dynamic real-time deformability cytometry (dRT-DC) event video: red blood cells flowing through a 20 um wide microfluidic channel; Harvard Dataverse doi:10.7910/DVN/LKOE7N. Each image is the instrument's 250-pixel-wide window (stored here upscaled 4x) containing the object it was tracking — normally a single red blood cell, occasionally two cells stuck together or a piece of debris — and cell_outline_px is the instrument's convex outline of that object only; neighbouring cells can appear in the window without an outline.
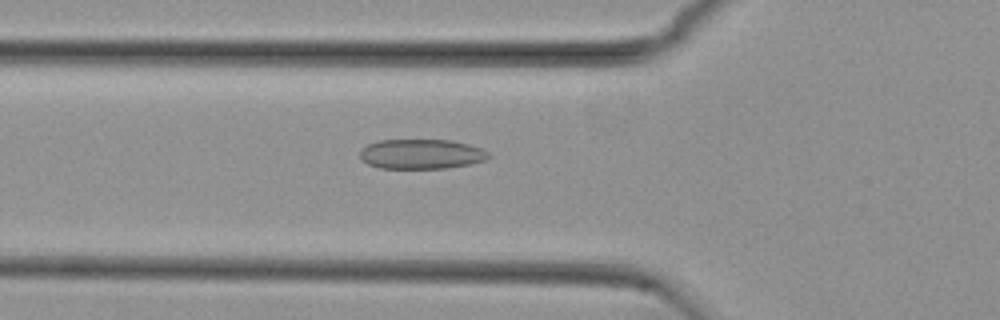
{"species": "common noctule bat (a hibernating species)", "species_latin": "Nyctalus noctula", "temperature_condition": "cold", "stored_images_in_passage": 54, "camera_frame_rate_fps": 3000, "um_per_image_px": 0.085, "animal": {"sex": "female", "body_mass_g": 29.2, "forearm_length_mm": 56.3}, "frame": {"image": 1, "passage_image": 19, "time_ms": 6.0, "image_size_px": [1000, 320], "cell_outline_px": [[492, 156], [484, 160], [468, 164], [444, 168], [380, 168], [368, 164], [360, 156], [360, 148], [368, 144], [380, 140], [452, 140], [468, 144], [480, 148], [488, 152]], "centroid_in_image_um": [35.8, 13.09], "position_along_channel_um": 90.0, "area_um2": 22.2}}
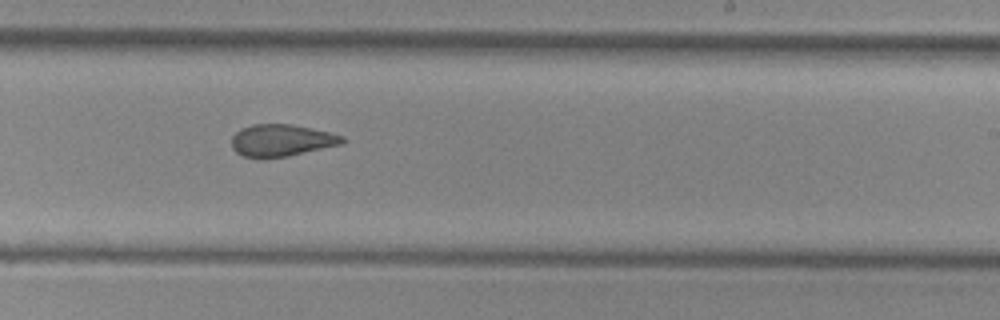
{"frame": {"image": 2, "passage_image": 33, "time_ms": 10.667, "image_size_px": [1000, 320], "cell_outline_px": [[344, 140], [340, 144], [288, 156], [244, 156], [236, 152], [232, 148], [232, 136], [240, 128], [252, 124], [292, 124], [328, 132], [344, 136]], "centroid_in_image_um": [23.9, 11.9], "position_along_channel_um": 265.1, "area_um2": 20.11}}
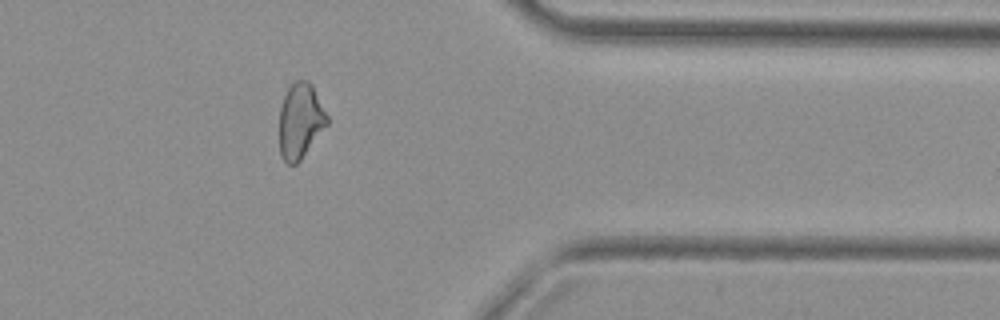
{"frame": {"image": 3, "passage_image": 44, "time_ms": 14.333, "image_size_px": [1000, 320], "cell_outline_px": [[328, 124], [300, 160], [296, 164], [288, 164], [280, 156], [280, 108], [284, 96], [288, 88], [296, 80], [308, 80], [312, 84], [328, 116]], "centroid_in_image_um": [25.53, 10.26], "position_along_channel_um": 385.9, "area_um2": 20.81}, "authors_computed_cell_mechanics": {"area_um2": 22.1663, "velocity_mm_per_s": 3.7407, "shape_relaxation_time_tau1_ms": null, "shape_relaxation_time_tau2_ms": 2.4227, "deformation_change_tau1": null, "deformation_change_tau2": 0.0947}}